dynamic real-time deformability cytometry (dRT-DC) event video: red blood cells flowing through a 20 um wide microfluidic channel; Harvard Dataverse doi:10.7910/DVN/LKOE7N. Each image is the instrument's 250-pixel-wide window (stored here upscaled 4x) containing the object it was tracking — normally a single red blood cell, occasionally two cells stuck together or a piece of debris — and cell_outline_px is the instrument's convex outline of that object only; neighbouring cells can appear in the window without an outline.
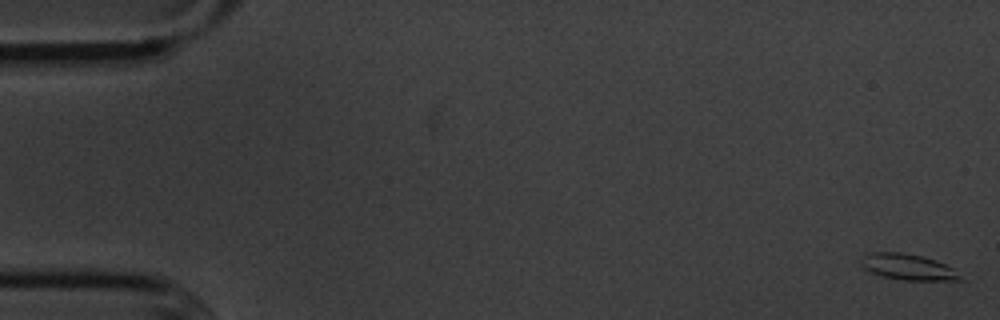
{"species": "common noctule bat (a hibernating species)", "species_latin": "Nyctalus noctula", "temperature_condition": "cold", "stored_images_in_passage": 56, "camera_frame_rate_fps": 3000, "um_per_image_px": 0.085, "animal": {"sex": "male", "body_mass_g": 20.1, "forearm_length_mm": 53.5}, "frame": {"image": 1, "passage_image": 1, "time_ms": 0.0, "image_size_px": [1000, 320], "cell_outline_px": [[964, 280], [904, 280], [884, 276], [872, 272], [864, 268], [860, 264], [860, 260], [868, 252], [900, 252], [920, 256], [936, 260], [952, 268]], "centroid_in_image_um": [77.14, 22.68], "position_along_channel_um": 7.9, "area_um2": 14.74}}
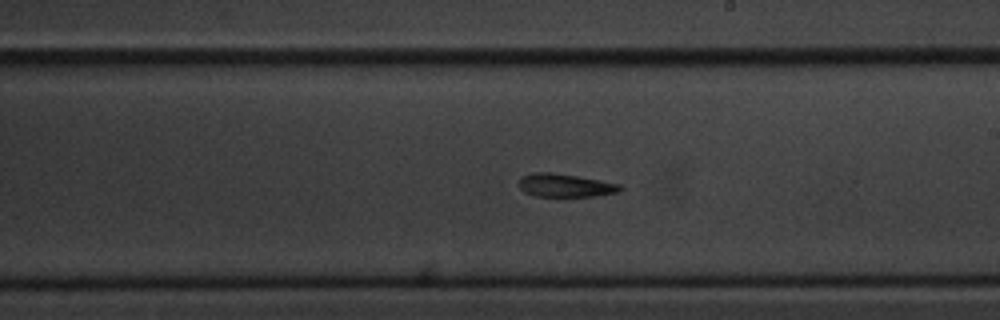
{"frame": {"image": 2, "passage_image": 32, "time_ms": 10.333, "image_size_px": [1000, 320], "cell_outline_px": [[624, 188], [620, 192], [596, 196], [560, 200], [536, 196], [524, 192], [516, 184], [520, 176], [532, 172], [552, 172], [600, 180], [620, 184]], "centroid_in_image_um": [48.01, 15.81], "position_along_channel_um": 241.0, "area_um2": 14.8}}
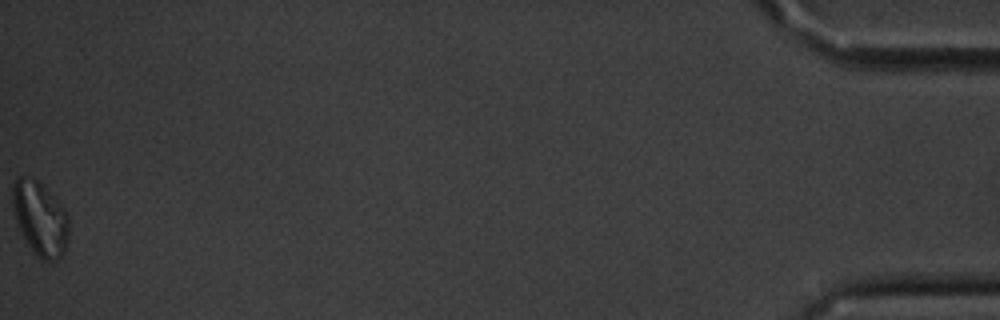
{"frame": {"image": 3, "passage_image": 56, "time_ms": 18.333, "image_size_px": [1000, 320], "cell_outline_px": [[68, 240], [64, 252], [56, 260], [44, 260], [32, 248], [24, 236], [16, 220], [12, 204], [12, 184], [16, 176], [32, 176], [60, 204], [68, 216]], "centroid_in_image_um": [3.39, 18.52], "position_along_channel_um": 431.8, "area_um2": 23.64}, "authors_computed_cell_mechanics": {"area_um2": 14.739, "velocity_mm_per_s": 3.6024, "shape_relaxation_time_tau1_ms": 3.6723, "shape_relaxation_time_tau2_ms": null, "deformation_change_tau1": 0.1426, "deformation_change_tau2": null}}